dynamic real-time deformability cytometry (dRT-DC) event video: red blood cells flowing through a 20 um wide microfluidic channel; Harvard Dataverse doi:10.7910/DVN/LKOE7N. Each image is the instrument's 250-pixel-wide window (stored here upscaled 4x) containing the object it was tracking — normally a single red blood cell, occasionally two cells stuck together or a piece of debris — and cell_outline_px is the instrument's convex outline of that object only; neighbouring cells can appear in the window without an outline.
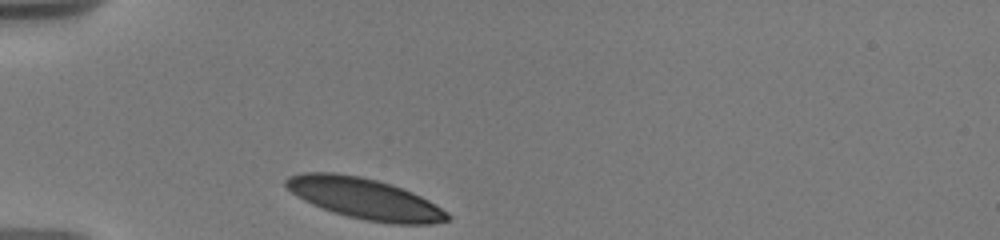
{"species": "human", "species_latin": "Homo sapiens", "temperature_condition": "warm", "stored_images_in_passage": 16, "camera_frame_rate_fps": 3000, "um_per_image_px": 0.085, "donor": {"sex": "male"}, "frame": {"image": 1, "passage_image": 1, "time_ms": 0.0, "image_size_px": [1000, 240], "cell_outline_px": [[452, 220], [432, 224], [392, 224], [368, 220], [348, 216], [332, 212], [312, 204], [296, 196], [284, 184], [284, 180], [288, 176], [300, 172], [336, 172], [360, 176], [392, 184], [412, 192], [436, 204], [448, 212], [452, 216]], "centroid_in_image_um": [31.02, 16.88], "position_along_channel_um": 54.0, "area_um2": 38.73}}
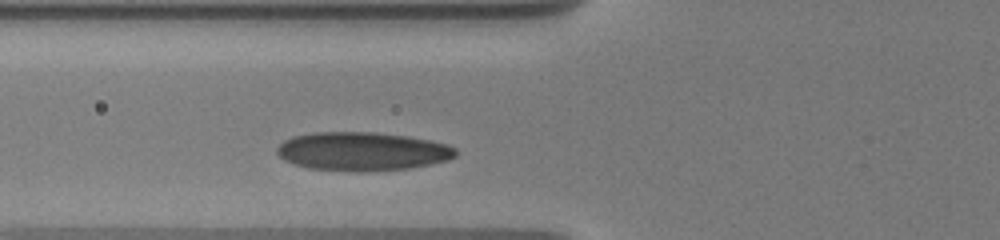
{"frame": {"image": 2, "passage_image": 12, "time_ms": 1.667, "image_size_px": [1000, 240], "cell_outline_px": [[456, 156], [448, 160], [432, 164], [408, 168], [360, 172], [308, 168], [292, 164], [284, 160], [276, 152], [276, 148], [284, 140], [292, 136], [312, 132], [376, 132], [408, 136], [448, 144], [456, 148]], "centroid_in_image_um": [30.78, 12.86], "position_along_channel_um": 95.0, "area_um2": 40.46}}